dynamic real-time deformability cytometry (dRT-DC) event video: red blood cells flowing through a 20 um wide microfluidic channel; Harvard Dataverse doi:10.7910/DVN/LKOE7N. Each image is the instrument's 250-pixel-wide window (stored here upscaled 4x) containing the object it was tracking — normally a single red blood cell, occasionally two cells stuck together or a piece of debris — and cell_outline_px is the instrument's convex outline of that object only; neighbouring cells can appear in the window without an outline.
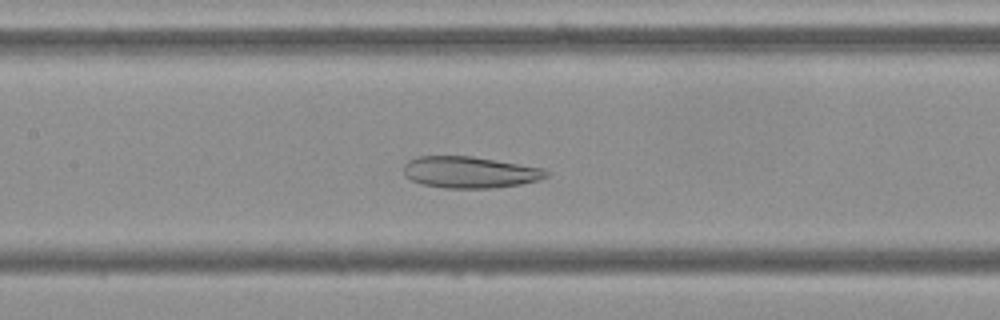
{"species": "Egyptian fruit bat (a non-hibernating species)", "species_latin": "Rousettus aegyptiacus", "temperature_condition": "cold", "stored_images_in_passage": 53, "camera_frame_rate_fps": 3000, "um_per_image_px": 0.085, "frame": {"image": 1, "passage_image": 24, "time_ms": 7.667, "image_size_px": [1000, 320], "cell_outline_px": [[548, 176], [540, 180], [520, 184], [492, 188], [444, 188], [424, 184], [412, 180], [404, 172], [404, 164], [408, 160], [420, 156], [472, 156], [544, 168], [548, 172]], "centroid_in_image_um": [39.96, 14.64], "position_along_channel_um": 167.4, "area_um2": 26.07}}
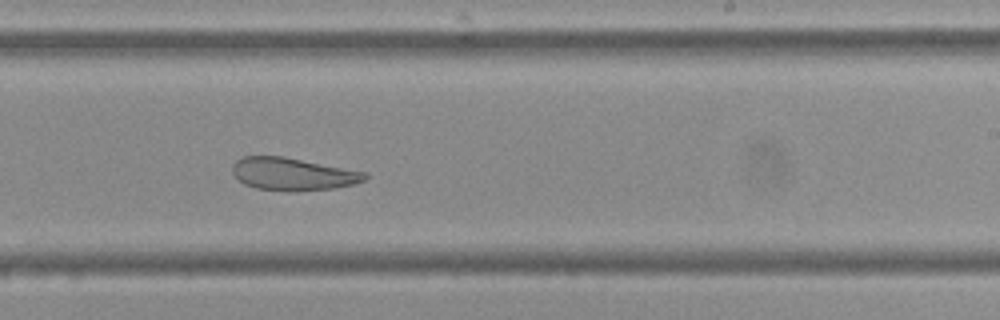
{"frame": {"image": 2, "passage_image": 32, "time_ms": 10.333, "image_size_px": [1000, 320], "cell_outline_px": [[368, 176], [364, 180], [356, 184], [336, 188], [288, 192], [256, 188], [244, 184], [232, 172], [232, 164], [236, 160], [244, 156], [284, 156], [368, 172]], "centroid_in_image_um": [24.92, 14.79], "position_along_channel_um": 264.1, "area_um2": 25.49}}
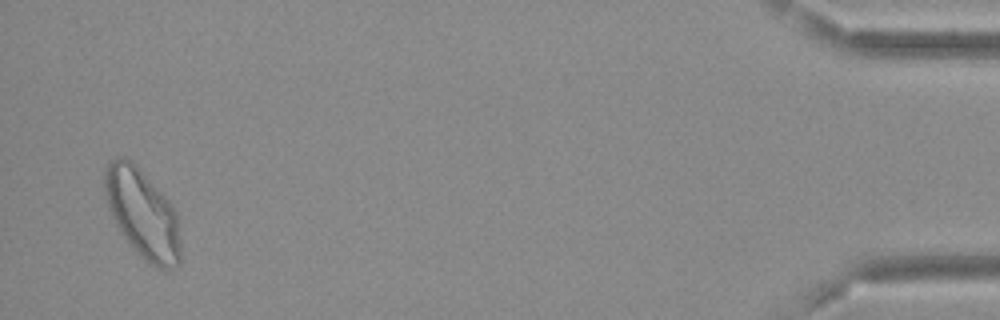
{"frame": {"image": 3, "passage_image": 52, "time_ms": 17.0, "image_size_px": [1000, 320], "cell_outline_px": [[180, 264], [172, 268], [156, 268], [144, 260], [140, 256], [124, 236], [116, 224], [108, 204], [104, 192], [104, 172], [108, 164], [116, 156], [124, 156], [132, 160], [136, 164], [172, 204], [176, 212], [180, 240]], "centroid_in_image_um": [12.12, 18.14], "position_along_channel_um": 423.1, "area_um2": 39.19}}